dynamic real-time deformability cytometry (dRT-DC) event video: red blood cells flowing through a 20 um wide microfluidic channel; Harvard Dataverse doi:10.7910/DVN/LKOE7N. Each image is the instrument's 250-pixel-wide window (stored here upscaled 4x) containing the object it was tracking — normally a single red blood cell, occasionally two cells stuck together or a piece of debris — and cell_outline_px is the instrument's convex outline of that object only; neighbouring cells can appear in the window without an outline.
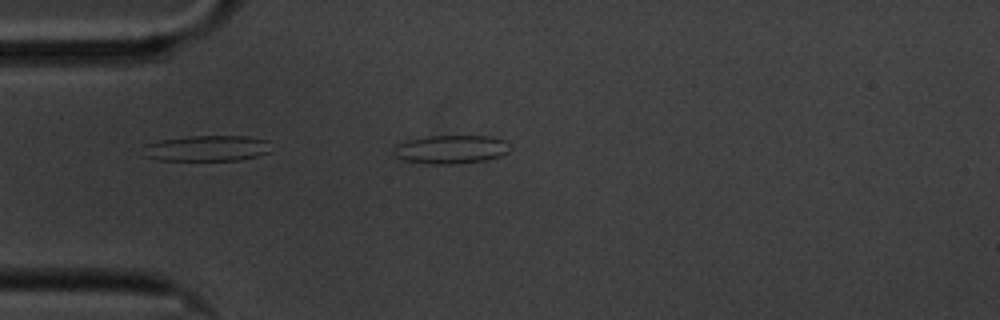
{"species": "common noctule bat (a hibernating species)", "species_latin": "Nyctalus noctula", "temperature_condition": "cold", "stored_images_in_passage": 6, "camera_frame_rate_fps": 3000, "um_per_image_px": 0.085, "animal": {"sex": "male", "body_mass_g": 20.1, "forearm_length_mm": 53.5}, "frame": {"image": 1, "passage_image": 4, "time_ms": 1.0, "image_size_px": [1000, 320], "cell_outline_px": [[512, 148], [508, 152], [500, 156], [484, 160], [452, 164], [432, 164], [404, 160], [396, 156], [396, 144], [408, 140], [428, 136], [492, 136], [504, 140]], "centroid_in_image_um": [38.38, 12.69], "position_along_channel_um": 46.6, "area_um2": 19.13}}